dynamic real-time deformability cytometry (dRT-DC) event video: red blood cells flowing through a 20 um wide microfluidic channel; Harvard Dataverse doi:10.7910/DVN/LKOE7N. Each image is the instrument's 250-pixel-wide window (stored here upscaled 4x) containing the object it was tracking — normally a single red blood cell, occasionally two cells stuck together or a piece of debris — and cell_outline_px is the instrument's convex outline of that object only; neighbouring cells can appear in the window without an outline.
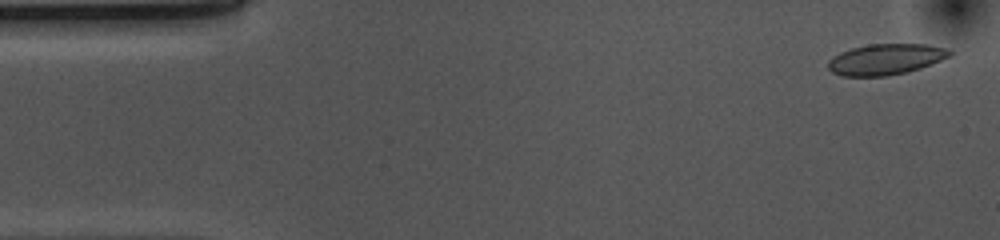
{"species": "common noctule bat (a hibernating species)", "species_latin": "Nyctalus noctula", "temperature_condition": "cold", "stored_images_in_passage": 53, "camera_frame_rate_fps": 3000, "um_per_image_px": 0.085, "animal": {"sex": "female", "body_mass_g": 10.0, "forearm_length_mm": 53.1}, "frame": {"image": 1, "passage_image": 2, "time_ms": 0.333, "image_size_px": [1000, 240], "cell_outline_px": [[952, 56], [920, 68], [888, 76], [840, 76], [832, 72], [828, 68], [828, 60], [832, 56], [840, 52], [852, 48], [868, 44], [924, 44], [944, 48], [952, 52]], "centroid_in_image_um": [75.24, 5.04], "position_along_channel_um": 9.8, "area_um2": 21.85}}
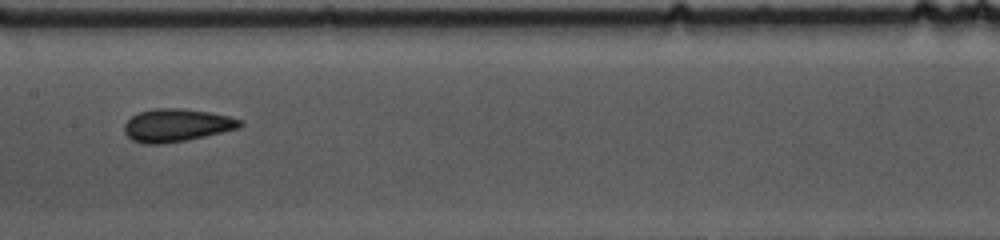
{"frame": {"image": 2, "passage_image": 25, "time_ms": 8.0, "image_size_px": [1000, 240], "cell_outline_px": [[244, 124], [240, 128], [188, 140], [164, 144], [144, 144], [132, 140], [124, 132], [124, 124], [132, 116], [140, 112], [156, 108], [180, 108], [208, 112], [228, 116], [244, 120]], "centroid_in_image_um": [15.03, 10.65], "position_along_channel_um": 192.4, "area_um2": 22.25}}
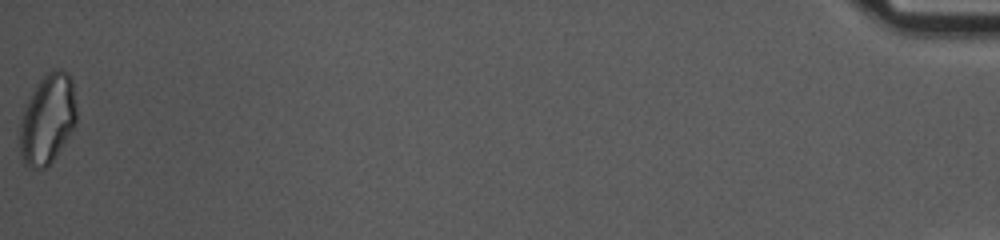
{"frame": {"image": 3, "passage_image": 53, "time_ms": 17.333, "image_size_px": [1000, 240], "cell_outline_px": [[76, 124], [52, 160], [44, 168], [28, 168], [24, 164], [20, 156], [20, 120], [24, 108], [36, 84], [44, 72], [56, 68], [60, 68], [68, 72], [72, 80], [76, 108]], "centroid_in_image_um": [4.03, 10.08], "position_along_channel_um": 431.2, "area_um2": 29.82}, "authors_computed_cell_mechanics": {"area_um2": 21.7906, "velocity_mm_per_s": 3.6996, "shape_relaxation_time_tau1_ms": 9.1063, "shape_relaxation_time_tau2_ms": 2.2203, "deformation_change_tau1": 0.1537, "deformation_change_tau2": 0.0743}}